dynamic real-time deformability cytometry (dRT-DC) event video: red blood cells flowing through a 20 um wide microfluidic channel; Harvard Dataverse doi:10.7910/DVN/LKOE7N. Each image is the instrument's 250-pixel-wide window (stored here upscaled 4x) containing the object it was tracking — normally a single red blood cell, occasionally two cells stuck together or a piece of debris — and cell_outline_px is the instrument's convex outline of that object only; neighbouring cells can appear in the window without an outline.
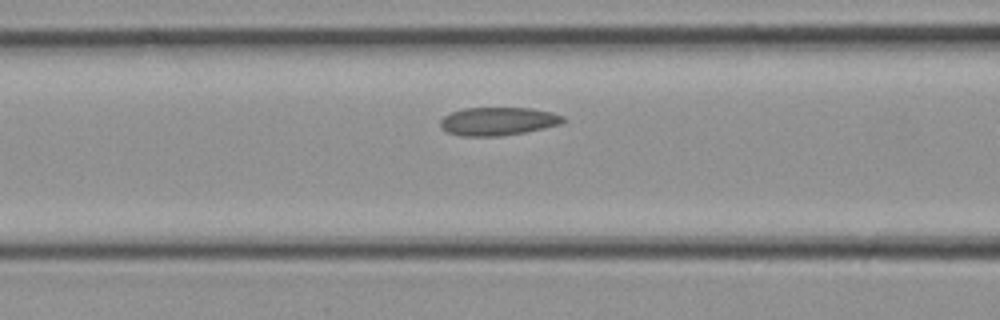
{"species": "common noctule bat (a hibernating species)", "species_latin": "Nyctalus noctula", "temperature_condition": "cold", "stored_images_in_passage": 10, "camera_frame_rate_fps": 3000, "um_per_image_px": 0.085, "animal": {"sex": "female", "body_mass_g": 21.9}, "frame": {"image": 1, "passage_image": 7, "time_ms": 2.0, "image_size_px": [1000, 320], "cell_outline_px": [[568, 120], [560, 124], [544, 128], [524, 132], [500, 136], [460, 136], [448, 132], [440, 124], [440, 120], [444, 116], [452, 112], [464, 108], [532, 108], [552, 112], [564, 116]], "centroid_in_image_um": [42.37, 10.3], "position_along_channel_um": 124.2, "area_um2": 20.17}}
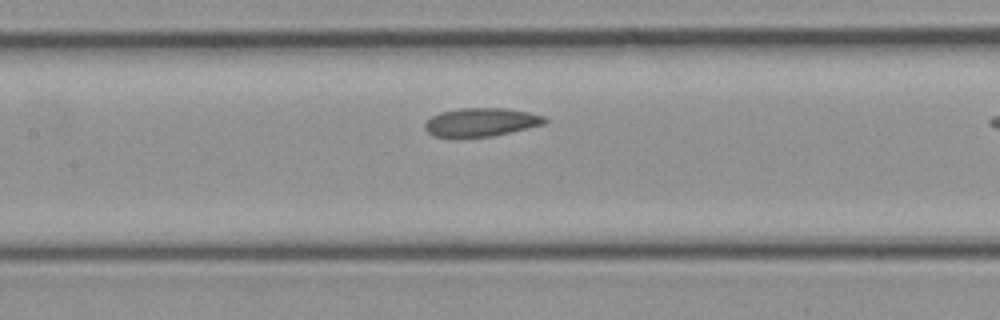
{"frame": {"image": 2, "passage_image": 9, "time_ms": 2.667, "image_size_px": [1000, 320], "cell_outline_px": [[548, 120], [544, 124], [528, 128], [492, 136], [432, 136], [424, 128], [424, 124], [432, 116], [440, 112], [460, 108], [504, 108], [528, 112], [544, 116]], "centroid_in_image_um": [40.9, 10.37], "position_along_channel_um": 166.5, "area_um2": 19.59}}